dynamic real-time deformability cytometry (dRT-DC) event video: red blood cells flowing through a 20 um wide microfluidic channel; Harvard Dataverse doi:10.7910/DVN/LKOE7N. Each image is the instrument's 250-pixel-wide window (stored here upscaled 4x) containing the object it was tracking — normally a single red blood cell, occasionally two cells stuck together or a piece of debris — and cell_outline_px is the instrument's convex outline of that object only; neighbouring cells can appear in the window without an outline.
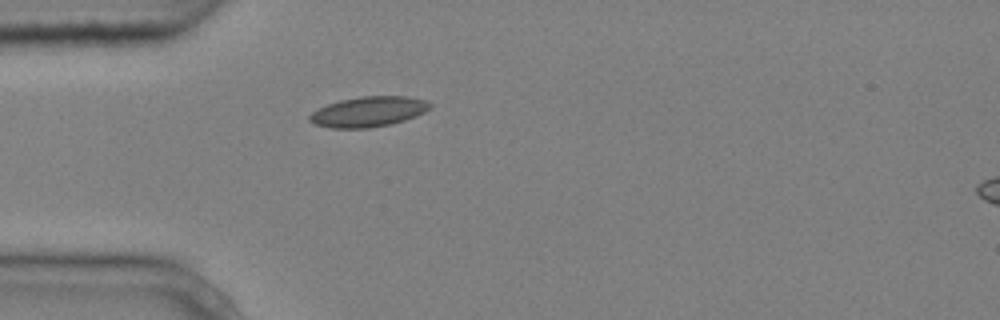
{"species": "common noctule bat (a hibernating species)", "species_latin": "Nyctalus noctula", "temperature_condition": "cold", "stored_images_in_passage": 1, "camera_frame_rate_fps": 3000, "um_per_image_px": 0.085, "animal": {"sex": "male", "body_mass_g": 20.4}, "frame": {"image": 1, "passage_image": 1, "time_ms": 0.0, "image_size_px": [1000, 320], "cell_outline_px": [[432, 108], [416, 116], [392, 124], [368, 128], [328, 128], [316, 124], [308, 120], [308, 116], [312, 112], [328, 104], [340, 100], [360, 96], [408, 96], [428, 100], [432, 104]], "centroid_in_image_um": [31.35, 9.49], "position_along_channel_um": 53.6, "area_um2": 21.39}}